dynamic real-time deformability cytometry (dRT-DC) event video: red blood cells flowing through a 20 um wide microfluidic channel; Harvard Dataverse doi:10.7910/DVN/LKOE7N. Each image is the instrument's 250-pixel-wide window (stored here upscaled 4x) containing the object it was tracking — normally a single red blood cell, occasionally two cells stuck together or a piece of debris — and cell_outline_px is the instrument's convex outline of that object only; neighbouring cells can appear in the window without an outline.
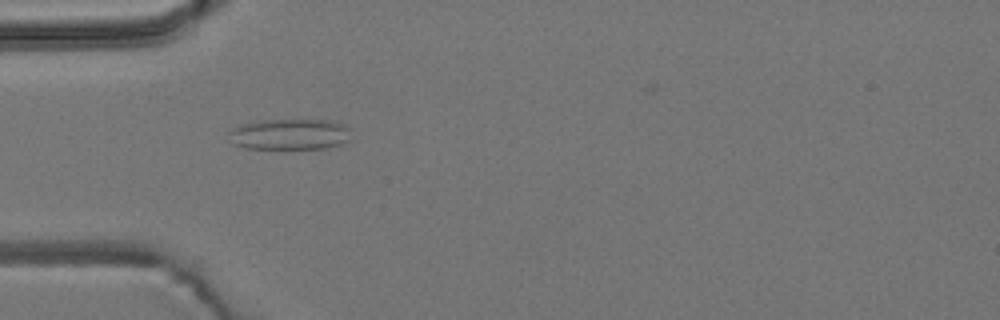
{"species": "common noctule bat (a hibernating species)", "species_latin": "Nyctalus noctula", "temperature_condition": "room temperature", "stored_images_in_passage": 32, "camera_frame_rate_fps": 3000, "um_per_image_px": 0.085, "animal": {"sex": "male", "body_mass_g": 19.2, "forearm_length_mm": 51.8}, "frame": {"image": 1, "passage_image": 1, "time_ms": 0.0, "image_size_px": [1000, 320], "cell_outline_px": [[348, 140], [340, 144], [324, 148], [244, 148], [232, 144], [228, 132], [232, 128], [240, 124], [260, 120], [328, 120], [344, 124], [348, 128]], "centroid_in_image_um": [24.56, 11.4], "position_along_channel_um": 60.4, "area_um2": 21.91}}
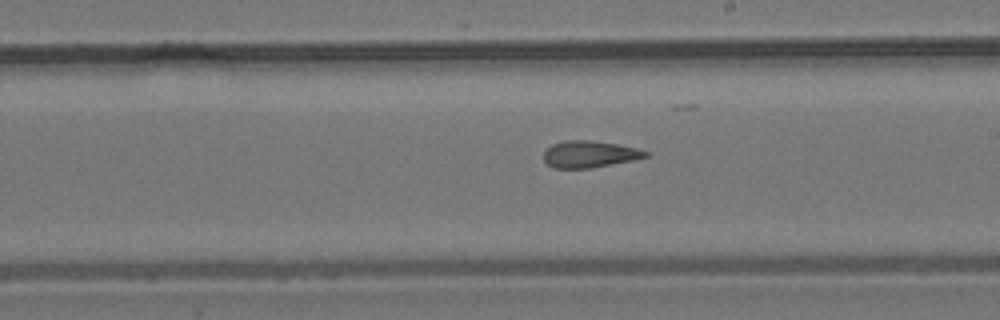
{"frame": {"image": 2, "passage_image": 15, "time_ms": 4.667, "image_size_px": [1000, 320], "cell_outline_px": [[648, 156], [632, 160], [592, 168], [552, 168], [544, 160], [544, 152], [552, 144], [564, 140], [592, 140], [616, 144], [636, 148], [648, 152]], "centroid_in_image_um": [50.08, 13.1], "position_along_channel_um": 238.9, "area_um2": 15.78}}
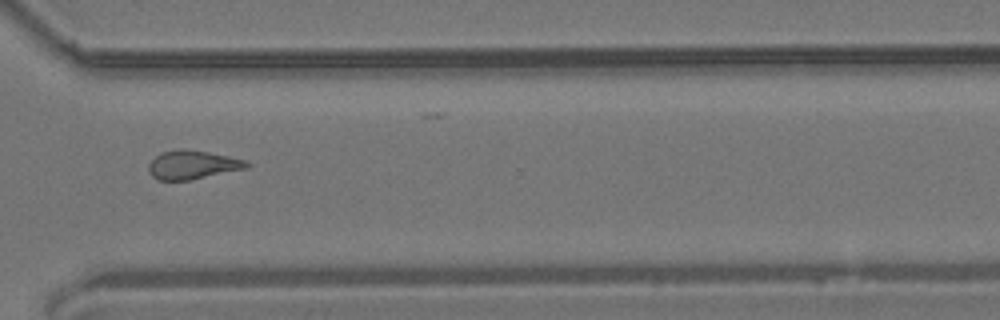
{"frame": {"image": 3, "passage_image": 24, "time_ms": 7.667, "image_size_px": [1000, 320], "cell_outline_px": [[252, 164], [248, 168], [188, 180], [156, 180], [148, 172], [148, 164], [160, 152], [176, 148], [184, 148], [208, 152], [228, 156], [244, 160]], "centroid_in_image_um": [16.33, 13.99], "position_along_channel_um": 354.3, "area_um2": 16.53}, "authors_computed_cell_mechanics": {"area_um2": 16.3863, "velocity_mm_per_s": 3.8647, "shape_relaxation_time_tau1_ms": null, "shape_relaxation_time_tau2_ms": 3.0843, "deformation_change_tau1": null, "deformation_change_tau2": 0.1202}}